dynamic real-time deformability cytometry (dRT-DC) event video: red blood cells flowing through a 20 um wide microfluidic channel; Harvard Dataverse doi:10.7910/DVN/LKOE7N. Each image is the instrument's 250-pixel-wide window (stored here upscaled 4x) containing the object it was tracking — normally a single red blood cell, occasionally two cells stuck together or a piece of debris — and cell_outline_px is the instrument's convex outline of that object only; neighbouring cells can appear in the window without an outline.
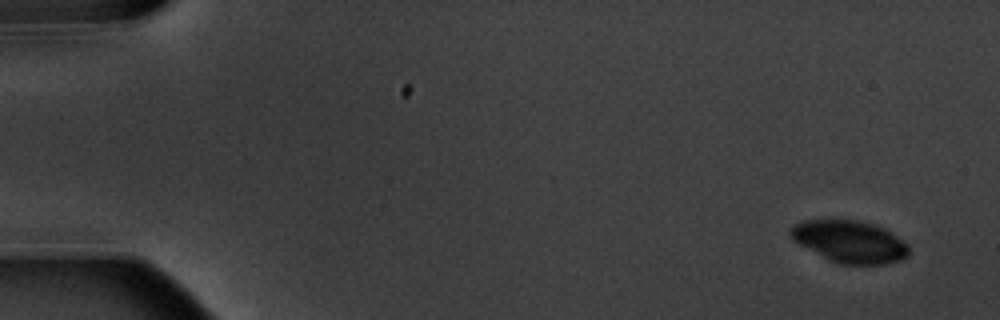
{"species": "common noctule bat (a hibernating species)", "species_latin": "Nyctalus noctula", "temperature_condition": "warm", "stored_images_in_passage": 6, "camera_frame_rate_fps": 3000, "um_per_image_px": 0.085, "animal": {"sex": "male", "body_mass_g": 20.1, "forearm_length_mm": 53.5}, "frame": {"image": 1, "passage_image": 1, "time_ms": 0.0, "image_size_px": [1000, 320], "cell_outline_px": [[908, 256], [900, 260], [884, 264], [840, 264], [828, 260], [792, 240], [788, 232], [792, 224], [800, 220], [856, 220], [872, 224], [884, 228], [892, 232], [908, 244]], "centroid_in_image_um": [72.19, 20.53], "position_along_channel_um": 12.8, "area_um2": 29.19}}